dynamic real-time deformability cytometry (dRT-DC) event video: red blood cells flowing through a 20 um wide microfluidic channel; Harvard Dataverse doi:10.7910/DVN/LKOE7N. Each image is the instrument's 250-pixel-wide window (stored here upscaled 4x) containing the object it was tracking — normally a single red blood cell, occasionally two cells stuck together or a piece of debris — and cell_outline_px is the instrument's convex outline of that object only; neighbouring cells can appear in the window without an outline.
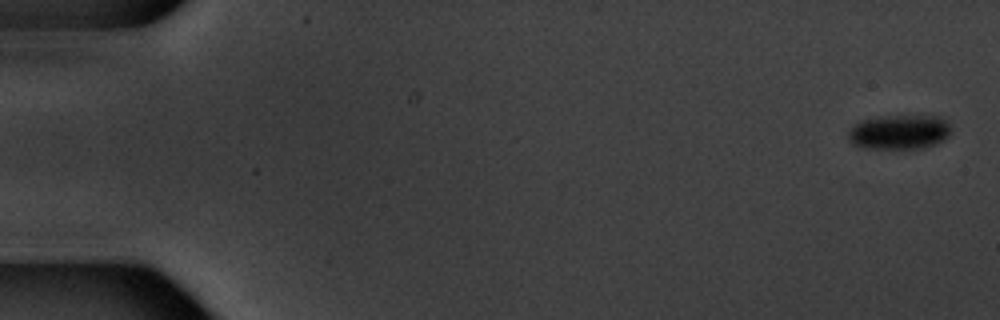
{"species": "common noctule bat (a hibernating species)", "species_latin": "Nyctalus noctula", "temperature_condition": "warm", "stored_images_in_passage": 6, "camera_frame_rate_fps": 3000, "um_per_image_px": 0.085, "animal": {"sex": "male", "body_mass_g": 20.1, "forearm_length_mm": 53.5}, "frame": {"image": 1, "passage_image": 1, "time_ms": 0.0, "image_size_px": [1000, 320], "cell_outline_px": [[952, 128], [948, 136], [944, 140], [936, 144], [924, 148], [864, 148], [852, 144], [848, 140], [848, 132], [860, 120], [888, 116], [940, 116]], "centroid_in_image_um": [76.45, 11.23], "position_along_channel_um": 8.5, "area_um2": 20.63}}
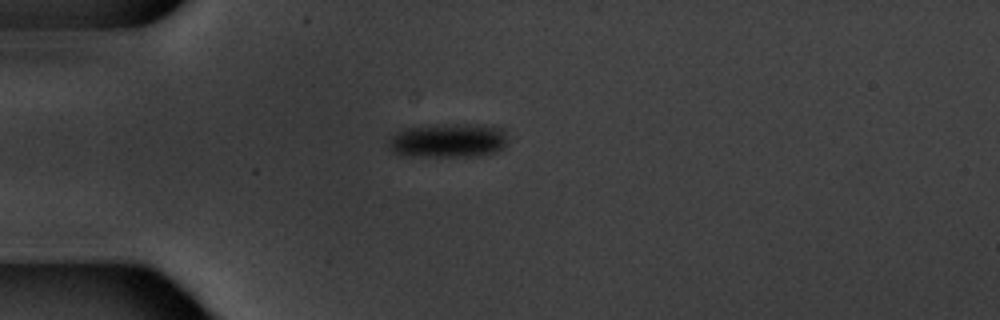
{"frame": {"image": 2, "passage_image": 5, "time_ms": 5.0, "image_size_px": [1000, 320], "cell_outline_px": [[508, 140], [504, 148], [500, 152], [480, 156], [400, 156], [392, 152], [388, 148], [388, 140], [396, 132], [408, 128], [452, 124], [476, 124], [504, 128], [508, 132]], "centroid_in_image_um": [38.16, 11.96], "position_along_channel_um": 46.8, "area_um2": 24.22}}